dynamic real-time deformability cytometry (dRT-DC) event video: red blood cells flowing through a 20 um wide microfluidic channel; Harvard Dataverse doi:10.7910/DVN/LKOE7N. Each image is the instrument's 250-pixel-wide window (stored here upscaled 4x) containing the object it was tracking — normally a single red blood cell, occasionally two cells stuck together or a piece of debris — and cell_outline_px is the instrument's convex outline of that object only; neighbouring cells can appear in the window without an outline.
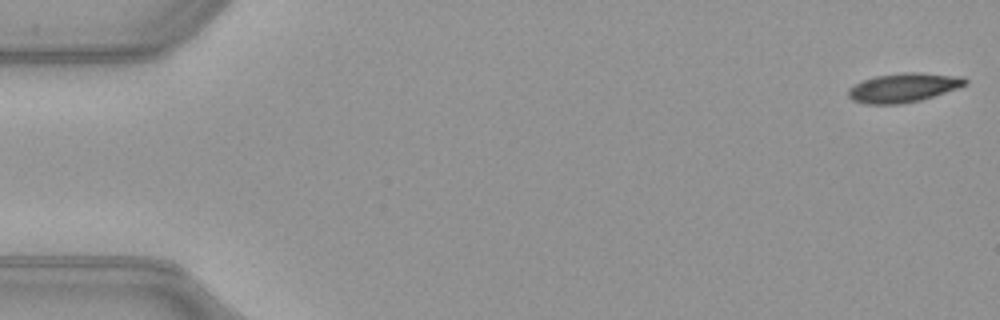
{"species": "common noctule bat (a hibernating species)", "species_latin": "Nyctalus noctula", "temperature_condition": "warm", "stored_images_in_passage": 6, "camera_frame_rate_fps": 3000, "um_per_image_px": 0.085, "animal": {"sex": "female", "body_mass_g": 21.9}, "frame": {"image": 1, "passage_image": 1, "time_ms": 0.0, "image_size_px": [1000, 320], "cell_outline_px": [[968, 84], [920, 100], [900, 104], [868, 104], [852, 100], [848, 96], [848, 88], [864, 80], [876, 76], [904, 72], [916, 72], [964, 76], [968, 80]], "centroid_in_image_um": [76.81, 7.44], "position_along_channel_um": 8.2, "area_um2": 19.71}}